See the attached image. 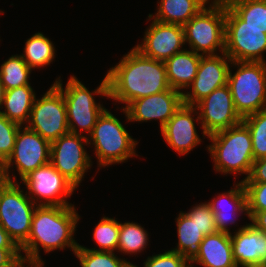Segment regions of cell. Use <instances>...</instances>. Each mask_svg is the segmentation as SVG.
Returning a JSON list of instances; mask_svg holds the SVG:
<instances>
[{
	"mask_svg": "<svg viewBox=\"0 0 266 267\" xmlns=\"http://www.w3.org/2000/svg\"><path fill=\"white\" fill-rule=\"evenodd\" d=\"M109 98L126 106L143 97L170 89L166 66L144 56L135 47L107 72Z\"/></svg>",
	"mask_w": 266,
	"mask_h": 267,
	"instance_id": "obj_1",
	"label": "cell"
},
{
	"mask_svg": "<svg viewBox=\"0 0 266 267\" xmlns=\"http://www.w3.org/2000/svg\"><path fill=\"white\" fill-rule=\"evenodd\" d=\"M74 205L70 206H37L31 223L27 241L20 247L25 252L26 261H43L40 250L45 253L66 247L75 252L79 243L73 238L80 219Z\"/></svg>",
	"mask_w": 266,
	"mask_h": 267,
	"instance_id": "obj_2",
	"label": "cell"
},
{
	"mask_svg": "<svg viewBox=\"0 0 266 267\" xmlns=\"http://www.w3.org/2000/svg\"><path fill=\"white\" fill-rule=\"evenodd\" d=\"M208 152L214 161L215 171L225 174H245L248 178L254 162L250 130L241 122L226 130L214 133Z\"/></svg>",
	"mask_w": 266,
	"mask_h": 267,
	"instance_id": "obj_3",
	"label": "cell"
},
{
	"mask_svg": "<svg viewBox=\"0 0 266 267\" xmlns=\"http://www.w3.org/2000/svg\"><path fill=\"white\" fill-rule=\"evenodd\" d=\"M60 78H57L54 84L62 91L65 100L69 132L82 135L81 131L84 130L89 136L93 131L97 118L106 109L102 104L96 103L93 95L97 94L109 98L107 75L93 92H90L73 75H71L66 87H64L65 89H63Z\"/></svg>",
	"mask_w": 266,
	"mask_h": 267,
	"instance_id": "obj_4",
	"label": "cell"
},
{
	"mask_svg": "<svg viewBox=\"0 0 266 267\" xmlns=\"http://www.w3.org/2000/svg\"><path fill=\"white\" fill-rule=\"evenodd\" d=\"M88 144L94 145L98 167L124 163L133 156H138L135 147L138 144L125 129L121 121L107 109L97 118Z\"/></svg>",
	"mask_w": 266,
	"mask_h": 267,
	"instance_id": "obj_5",
	"label": "cell"
},
{
	"mask_svg": "<svg viewBox=\"0 0 266 267\" xmlns=\"http://www.w3.org/2000/svg\"><path fill=\"white\" fill-rule=\"evenodd\" d=\"M238 70H229L227 85L238 114L244 118L266 109V62L232 61Z\"/></svg>",
	"mask_w": 266,
	"mask_h": 267,
	"instance_id": "obj_6",
	"label": "cell"
},
{
	"mask_svg": "<svg viewBox=\"0 0 266 267\" xmlns=\"http://www.w3.org/2000/svg\"><path fill=\"white\" fill-rule=\"evenodd\" d=\"M184 26L185 43L190 50L201 55H217L225 51L226 5L211 1ZM201 52V53H199Z\"/></svg>",
	"mask_w": 266,
	"mask_h": 267,
	"instance_id": "obj_7",
	"label": "cell"
},
{
	"mask_svg": "<svg viewBox=\"0 0 266 267\" xmlns=\"http://www.w3.org/2000/svg\"><path fill=\"white\" fill-rule=\"evenodd\" d=\"M18 182L7 181L0 188V225L20 248L28 239L37 205L23 193Z\"/></svg>",
	"mask_w": 266,
	"mask_h": 267,
	"instance_id": "obj_8",
	"label": "cell"
},
{
	"mask_svg": "<svg viewBox=\"0 0 266 267\" xmlns=\"http://www.w3.org/2000/svg\"><path fill=\"white\" fill-rule=\"evenodd\" d=\"M27 124L28 129L50 143L69 132L65 100L54 83L40 99H35Z\"/></svg>",
	"mask_w": 266,
	"mask_h": 267,
	"instance_id": "obj_9",
	"label": "cell"
},
{
	"mask_svg": "<svg viewBox=\"0 0 266 267\" xmlns=\"http://www.w3.org/2000/svg\"><path fill=\"white\" fill-rule=\"evenodd\" d=\"M21 181L29 190L27 195L37 206L74 205L67 201V197H70L77 187L50 162L30 172Z\"/></svg>",
	"mask_w": 266,
	"mask_h": 267,
	"instance_id": "obj_10",
	"label": "cell"
},
{
	"mask_svg": "<svg viewBox=\"0 0 266 267\" xmlns=\"http://www.w3.org/2000/svg\"><path fill=\"white\" fill-rule=\"evenodd\" d=\"M22 127L18 130L13 152L4 163L5 176L9 182H17L15 175L12 177L9 172L14 164L22 180L30 172L50 162L51 143L26 125Z\"/></svg>",
	"mask_w": 266,
	"mask_h": 267,
	"instance_id": "obj_11",
	"label": "cell"
},
{
	"mask_svg": "<svg viewBox=\"0 0 266 267\" xmlns=\"http://www.w3.org/2000/svg\"><path fill=\"white\" fill-rule=\"evenodd\" d=\"M84 144L89 145L87 136L70 132L51 143L50 163L76 187L92 166Z\"/></svg>",
	"mask_w": 266,
	"mask_h": 267,
	"instance_id": "obj_12",
	"label": "cell"
},
{
	"mask_svg": "<svg viewBox=\"0 0 266 267\" xmlns=\"http://www.w3.org/2000/svg\"><path fill=\"white\" fill-rule=\"evenodd\" d=\"M196 121H200L203 137L240 124L243 118L235 109L232 94L228 85L215 89L207 97L199 101ZM200 110V111H199Z\"/></svg>",
	"mask_w": 266,
	"mask_h": 267,
	"instance_id": "obj_13",
	"label": "cell"
},
{
	"mask_svg": "<svg viewBox=\"0 0 266 267\" xmlns=\"http://www.w3.org/2000/svg\"><path fill=\"white\" fill-rule=\"evenodd\" d=\"M232 60L222 55H201L196 77L189 86L192 91L182 93L183 104L195 106L215 89L225 86Z\"/></svg>",
	"mask_w": 266,
	"mask_h": 267,
	"instance_id": "obj_14",
	"label": "cell"
},
{
	"mask_svg": "<svg viewBox=\"0 0 266 267\" xmlns=\"http://www.w3.org/2000/svg\"><path fill=\"white\" fill-rule=\"evenodd\" d=\"M183 104L182 93L172 88L158 94L136 99L123 107L130 122L159 120L162 128Z\"/></svg>",
	"mask_w": 266,
	"mask_h": 267,
	"instance_id": "obj_15",
	"label": "cell"
},
{
	"mask_svg": "<svg viewBox=\"0 0 266 267\" xmlns=\"http://www.w3.org/2000/svg\"><path fill=\"white\" fill-rule=\"evenodd\" d=\"M143 43L135 45L144 56L165 62L174 54L183 51L184 28L181 25L162 23L152 19L145 31Z\"/></svg>",
	"mask_w": 266,
	"mask_h": 267,
	"instance_id": "obj_16",
	"label": "cell"
},
{
	"mask_svg": "<svg viewBox=\"0 0 266 267\" xmlns=\"http://www.w3.org/2000/svg\"><path fill=\"white\" fill-rule=\"evenodd\" d=\"M264 52H266V28L225 27L224 53L232 61L265 63L262 56Z\"/></svg>",
	"mask_w": 266,
	"mask_h": 267,
	"instance_id": "obj_17",
	"label": "cell"
},
{
	"mask_svg": "<svg viewBox=\"0 0 266 267\" xmlns=\"http://www.w3.org/2000/svg\"><path fill=\"white\" fill-rule=\"evenodd\" d=\"M195 106L182 104L161 128L165 142L177 153L185 155L200 144L193 114L199 115Z\"/></svg>",
	"mask_w": 266,
	"mask_h": 267,
	"instance_id": "obj_18",
	"label": "cell"
},
{
	"mask_svg": "<svg viewBox=\"0 0 266 267\" xmlns=\"http://www.w3.org/2000/svg\"><path fill=\"white\" fill-rule=\"evenodd\" d=\"M233 257L237 267L262 266L266 264V233L251 223L230 234Z\"/></svg>",
	"mask_w": 266,
	"mask_h": 267,
	"instance_id": "obj_19",
	"label": "cell"
},
{
	"mask_svg": "<svg viewBox=\"0 0 266 267\" xmlns=\"http://www.w3.org/2000/svg\"><path fill=\"white\" fill-rule=\"evenodd\" d=\"M204 267H237L233 257L229 233L217 231L204 236L200 243L198 255L190 262Z\"/></svg>",
	"mask_w": 266,
	"mask_h": 267,
	"instance_id": "obj_20",
	"label": "cell"
},
{
	"mask_svg": "<svg viewBox=\"0 0 266 267\" xmlns=\"http://www.w3.org/2000/svg\"><path fill=\"white\" fill-rule=\"evenodd\" d=\"M233 188L228 192L219 194L216 198H213L211 202H207L211 207V211L214 213L217 231L229 234H231V232L228 226L230 223H235V213H245L248 216L246 192L242 181L239 183L237 182L236 186Z\"/></svg>",
	"mask_w": 266,
	"mask_h": 267,
	"instance_id": "obj_21",
	"label": "cell"
},
{
	"mask_svg": "<svg viewBox=\"0 0 266 267\" xmlns=\"http://www.w3.org/2000/svg\"><path fill=\"white\" fill-rule=\"evenodd\" d=\"M225 27L266 28V0H233L228 3Z\"/></svg>",
	"mask_w": 266,
	"mask_h": 267,
	"instance_id": "obj_22",
	"label": "cell"
},
{
	"mask_svg": "<svg viewBox=\"0 0 266 267\" xmlns=\"http://www.w3.org/2000/svg\"><path fill=\"white\" fill-rule=\"evenodd\" d=\"M200 59L201 54L183 48V51L166 60L164 63L170 87L183 93L182 90L187 89L196 77Z\"/></svg>",
	"mask_w": 266,
	"mask_h": 267,
	"instance_id": "obj_23",
	"label": "cell"
},
{
	"mask_svg": "<svg viewBox=\"0 0 266 267\" xmlns=\"http://www.w3.org/2000/svg\"><path fill=\"white\" fill-rule=\"evenodd\" d=\"M210 0H161L158 2V11L149 14V19L162 23L184 26L193 16L204 8Z\"/></svg>",
	"mask_w": 266,
	"mask_h": 267,
	"instance_id": "obj_24",
	"label": "cell"
},
{
	"mask_svg": "<svg viewBox=\"0 0 266 267\" xmlns=\"http://www.w3.org/2000/svg\"><path fill=\"white\" fill-rule=\"evenodd\" d=\"M36 99L31 85L6 90L0 111L8 120L24 125L28 123Z\"/></svg>",
	"mask_w": 266,
	"mask_h": 267,
	"instance_id": "obj_25",
	"label": "cell"
},
{
	"mask_svg": "<svg viewBox=\"0 0 266 267\" xmlns=\"http://www.w3.org/2000/svg\"><path fill=\"white\" fill-rule=\"evenodd\" d=\"M176 223L178 244L176 248L171 250L182 254L185 259L191 262L198 255L200 243L205 235L186 212L180 211Z\"/></svg>",
	"mask_w": 266,
	"mask_h": 267,
	"instance_id": "obj_26",
	"label": "cell"
},
{
	"mask_svg": "<svg viewBox=\"0 0 266 267\" xmlns=\"http://www.w3.org/2000/svg\"><path fill=\"white\" fill-rule=\"evenodd\" d=\"M23 60L33 70L50 65L55 58V47L43 33L37 32L25 42Z\"/></svg>",
	"mask_w": 266,
	"mask_h": 267,
	"instance_id": "obj_27",
	"label": "cell"
},
{
	"mask_svg": "<svg viewBox=\"0 0 266 267\" xmlns=\"http://www.w3.org/2000/svg\"><path fill=\"white\" fill-rule=\"evenodd\" d=\"M31 71L21 55H12L0 66V81L5 90L30 85Z\"/></svg>",
	"mask_w": 266,
	"mask_h": 267,
	"instance_id": "obj_28",
	"label": "cell"
},
{
	"mask_svg": "<svg viewBox=\"0 0 266 267\" xmlns=\"http://www.w3.org/2000/svg\"><path fill=\"white\" fill-rule=\"evenodd\" d=\"M148 233L135 222H119L118 251L125 254L142 252L148 244ZM142 250V251H141Z\"/></svg>",
	"mask_w": 266,
	"mask_h": 267,
	"instance_id": "obj_29",
	"label": "cell"
},
{
	"mask_svg": "<svg viewBox=\"0 0 266 267\" xmlns=\"http://www.w3.org/2000/svg\"><path fill=\"white\" fill-rule=\"evenodd\" d=\"M242 122L250 130L254 160L266 157V109L244 117Z\"/></svg>",
	"mask_w": 266,
	"mask_h": 267,
	"instance_id": "obj_30",
	"label": "cell"
},
{
	"mask_svg": "<svg viewBox=\"0 0 266 267\" xmlns=\"http://www.w3.org/2000/svg\"><path fill=\"white\" fill-rule=\"evenodd\" d=\"M81 267H127L130 262L116 256L115 252L94 251L79 245L74 252Z\"/></svg>",
	"mask_w": 266,
	"mask_h": 267,
	"instance_id": "obj_31",
	"label": "cell"
},
{
	"mask_svg": "<svg viewBox=\"0 0 266 267\" xmlns=\"http://www.w3.org/2000/svg\"><path fill=\"white\" fill-rule=\"evenodd\" d=\"M118 236L119 221L104 216L96 225L93 233V239L100 248L90 250L114 252L118 249Z\"/></svg>",
	"mask_w": 266,
	"mask_h": 267,
	"instance_id": "obj_32",
	"label": "cell"
},
{
	"mask_svg": "<svg viewBox=\"0 0 266 267\" xmlns=\"http://www.w3.org/2000/svg\"><path fill=\"white\" fill-rule=\"evenodd\" d=\"M20 127L21 125L8 120L0 113V161L3 163L7 161L13 152L16 136Z\"/></svg>",
	"mask_w": 266,
	"mask_h": 267,
	"instance_id": "obj_33",
	"label": "cell"
},
{
	"mask_svg": "<svg viewBox=\"0 0 266 267\" xmlns=\"http://www.w3.org/2000/svg\"><path fill=\"white\" fill-rule=\"evenodd\" d=\"M186 214L195 221L205 236L217 232L214 213L207 202L193 206Z\"/></svg>",
	"mask_w": 266,
	"mask_h": 267,
	"instance_id": "obj_34",
	"label": "cell"
},
{
	"mask_svg": "<svg viewBox=\"0 0 266 267\" xmlns=\"http://www.w3.org/2000/svg\"><path fill=\"white\" fill-rule=\"evenodd\" d=\"M248 212L266 211V182L243 183Z\"/></svg>",
	"mask_w": 266,
	"mask_h": 267,
	"instance_id": "obj_35",
	"label": "cell"
},
{
	"mask_svg": "<svg viewBox=\"0 0 266 267\" xmlns=\"http://www.w3.org/2000/svg\"><path fill=\"white\" fill-rule=\"evenodd\" d=\"M143 267H191V263L182 254L168 250L148 256Z\"/></svg>",
	"mask_w": 266,
	"mask_h": 267,
	"instance_id": "obj_36",
	"label": "cell"
},
{
	"mask_svg": "<svg viewBox=\"0 0 266 267\" xmlns=\"http://www.w3.org/2000/svg\"><path fill=\"white\" fill-rule=\"evenodd\" d=\"M22 256L20 248H0V267H20Z\"/></svg>",
	"mask_w": 266,
	"mask_h": 267,
	"instance_id": "obj_37",
	"label": "cell"
},
{
	"mask_svg": "<svg viewBox=\"0 0 266 267\" xmlns=\"http://www.w3.org/2000/svg\"><path fill=\"white\" fill-rule=\"evenodd\" d=\"M242 183H262L266 182V157L254 160L251 172Z\"/></svg>",
	"mask_w": 266,
	"mask_h": 267,
	"instance_id": "obj_38",
	"label": "cell"
},
{
	"mask_svg": "<svg viewBox=\"0 0 266 267\" xmlns=\"http://www.w3.org/2000/svg\"><path fill=\"white\" fill-rule=\"evenodd\" d=\"M251 224L257 229L262 232L266 233V211L261 212H248L247 216Z\"/></svg>",
	"mask_w": 266,
	"mask_h": 267,
	"instance_id": "obj_39",
	"label": "cell"
},
{
	"mask_svg": "<svg viewBox=\"0 0 266 267\" xmlns=\"http://www.w3.org/2000/svg\"><path fill=\"white\" fill-rule=\"evenodd\" d=\"M0 248H19L0 225Z\"/></svg>",
	"mask_w": 266,
	"mask_h": 267,
	"instance_id": "obj_40",
	"label": "cell"
},
{
	"mask_svg": "<svg viewBox=\"0 0 266 267\" xmlns=\"http://www.w3.org/2000/svg\"><path fill=\"white\" fill-rule=\"evenodd\" d=\"M27 263V265H26ZM44 261H26V260H22L20 262V267H43L44 266Z\"/></svg>",
	"mask_w": 266,
	"mask_h": 267,
	"instance_id": "obj_41",
	"label": "cell"
},
{
	"mask_svg": "<svg viewBox=\"0 0 266 267\" xmlns=\"http://www.w3.org/2000/svg\"><path fill=\"white\" fill-rule=\"evenodd\" d=\"M7 182L4 170V163L0 161V188Z\"/></svg>",
	"mask_w": 266,
	"mask_h": 267,
	"instance_id": "obj_42",
	"label": "cell"
},
{
	"mask_svg": "<svg viewBox=\"0 0 266 267\" xmlns=\"http://www.w3.org/2000/svg\"><path fill=\"white\" fill-rule=\"evenodd\" d=\"M5 92H6L5 87L0 81V111L2 110V104H3V99L5 97Z\"/></svg>",
	"mask_w": 266,
	"mask_h": 267,
	"instance_id": "obj_43",
	"label": "cell"
},
{
	"mask_svg": "<svg viewBox=\"0 0 266 267\" xmlns=\"http://www.w3.org/2000/svg\"><path fill=\"white\" fill-rule=\"evenodd\" d=\"M213 1L221 2L225 5H227L228 3L232 2L233 0H213Z\"/></svg>",
	"mask_w": 266,
	"mask_h": 267,
	"instance_id": "obj_44",
	"label": "cell"
},
{
	"mask_svg": "<svg viewBox=\"0 0 266 267\" xmlns=\"http://www.w3.org/2000/svg\"><path fill=\"white\" fill-rule=\"evenodd\" d=\"M127 267H138V266H136V265L130 263Z\"/></svg>",
	"mask_w": 266,
	"mask_h": 267,
	"instance_id": "obj_45",
	"label": "cell"
},
{
	"mask_svg": "<svg viewBox=\"0 0 266 267\" xmlns=\"http://www.w3.org/2000/svg\"><path fill=\"white\" fill-rule=\"evenodd\" d=\"M248 267H265L264 265H262V266H248Z\"/></svg>",
	"mask_w": 266,
	"mask_h": 267,
	"instance_id": "obj_46",
	"label": "cell"
}]
</instances>
